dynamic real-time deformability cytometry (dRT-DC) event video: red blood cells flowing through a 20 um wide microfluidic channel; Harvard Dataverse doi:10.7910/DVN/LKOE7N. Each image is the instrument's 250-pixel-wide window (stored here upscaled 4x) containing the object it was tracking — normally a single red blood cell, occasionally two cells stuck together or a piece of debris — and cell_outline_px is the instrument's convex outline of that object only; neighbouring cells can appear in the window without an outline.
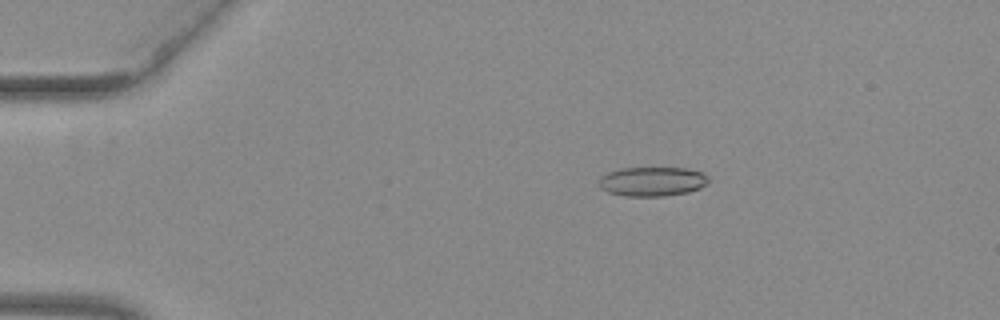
{"species": "common noctule bat (a hibernating species)", "species_latin": "Nyctalus noctula", "temperature_condition": "warm", "stored_images_in_passage": 47, "camera_frame_rate_fps": 3000, "um_per_image_px": 0.085, "animal": {"sex": "female", "body_mass_g": 29.2, "forearm_length_mm": 56.3}, "frame": {"image": 1, "passage_image": 5, "time_ms": 1.333, "image_size_px": [1000, 320], "cell_outline_px": [[708, 184], [700, 188], [688, 192], [664, 196], [624, 196], [608, 192], [600, 188], [600, 176], [608, 172], [620, 168], [684, 168], [700, 172], [708, 176]], "centroid_in_image_um": [55.43, 15.43], "position_along_channel_um": 29.6, "area_um2": 18.73}}
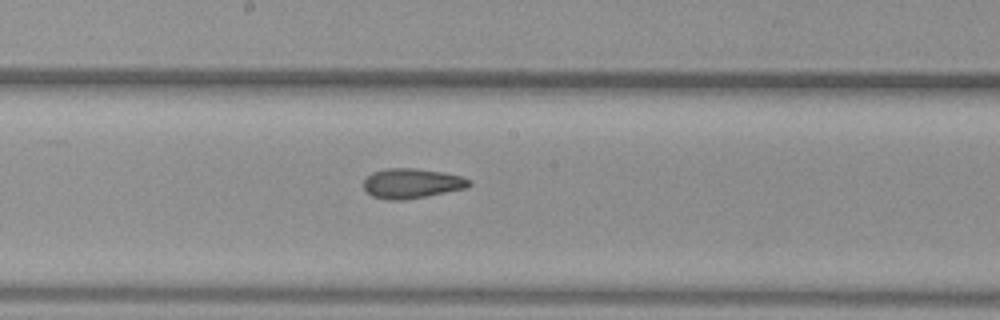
{"frame": {"image": 2, "passage_image": 24, "time_ms": 7.667, "image_size_px": [1000, 320], "cell_outline_px": [[472, 184], [468, 188], [404, 200], [384, 200], [372, 196], [364, 188], [364, 180], [372, 172], [388, 168], [416, 168], [444, 172], [460, 176], [472, 180]], "centroid_in_image_um": [35.02, 15.59], "position_along_channel_um": 213.2, "area_um2": 18.5}}
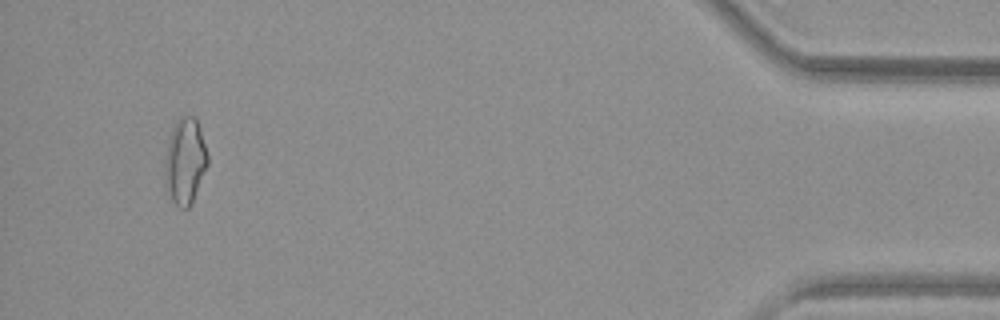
{"frame": {"image": 3, "passage_image": 45, "time_ms": 14.667, "image_size_px": [1000, 320], "cell_outline_px": [[208, 164], [192, 200], [188, 208], [176, 208], [168, 196], [164, 188], [164, 160], [168, 140], [172, 128], [176, 120], [180, 116], [196, 116], [208, 152]], "centroid_in_image_um": [15.69, 13.7], "position_along_channel_um": 419.5, "area_um2": 21.96}, "authors_computed_cell_mechanics": {"area_um2": 18.6694, "velocity_mm_per_s": 3.9822, "shape_relaxation_time_tau1_ms": null, "shape_relaxation_time_tau2_ms": 3.23, "deformation_change_tau1": null, "deformation_change_tau2": 0.121}}